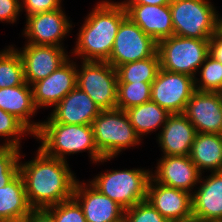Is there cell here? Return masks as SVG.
Here are the masks:
<instances>
[{
  "instance_id": "6",
  "label": "cell",
  "mask_w": 222,
  "mask_h": 222,
  "mask_svg": "<svg viewBox=\"0 0 222 222\" xmlns=\"http://www.w3.org/2000/svg\"><path fill=\"white\" fill-rule=\"evenodd\" d=\"M209 0H172L174 35L209 40L219 30L216 6Z\"/></svg>"
},
{
  "instance_id": "5",
  "label": "cell",
  "mask_w": 222,
  "mask_h": 222,
  "mask_svg": "<svg viewBox=\"0 0 222 222\" xmlns=\"http://www.w3.org/2000/svg\"><path fill=\"white\" fill-rule=\"evenodd\" d=\"M95 144L103 158H116L125 149L139 146L142 140L130 123L126 111L101 110L92 123Z\"/></svg>"
},
{
  "instance_id": "8",
  "label": "cell",
  "mask_w": 222,
  "mask_h": 222,
  "mask_svg": "<svg viewBox=\"0 0 222 222\" xmlns=\"http://www.w3.org/2000/svg\"><path fill=\"white\" fill-rule=\"evenodd\" d=\"M81 64V67L77 65V87L101 110L115 109L118 90L116 69L106 61L82 60Z\"/></svg>"
},
{
  "instance_id": "34",
  "label": "cell",
  "mask_w": 222,
  "mask_h": 222,
  "mask_svg": "<svg viewBox=\"0 0 222 222\" xmlns=\"http://www.w3.org/2000/svg\"><path fill=\"white\" fill-rule=\"evenodd\" d=\"M61 2L62 0H20V8L21 12L25 11V16L28 17L61 8Z\"/></svg>"
},
{
  "instance_id": "16",
  "label": "cell",
  "mask_w": 222,
  "mask_h": 222,
  "mask_svg": "<svg viewBox=\"0 0 222 222\" xmlns=\"http://www.w3.org/2000/svg\"><path fill=\"white\" fill-rule=\"evenodd\" d=\"M151 177L158 183L193 193L202 173L188 156H162Z\"/></svg>"
},
{
  "instance_id": "19",
  "label": "cell",
  "mask_w": 222,
  "mask_h": 222,
  "mask_svg": "<svg viewBox=\"0 0 222 222\" xmlns=\"http://www.w3.org/2000/svg\"><path fill=\"white\" fill-rule=\"evenodd\" d=\"M197 132L189 119L182 114H171L159 131L157 143L162 156H188Z\"/></svg>"
},
{
  "instance_id": "13",
  "label": "cell",
  "mask_w": 222,
  "mask_h": 222,
  "mask_svg": "<svg viewBox=\"0 0 222 222\" xmlns=\"http://www.w3.org/2000/svg\"><path fill=\"white\" fill-rule=\"evenodd\" d=\"M146 200L169 222L193 220L192 194L189 192L160 184L151 177Z\"/></svg>"
},
{
  "instance_id": "24",
  "label": "cell",
  "mask_w": 222,
  "mask_h": 222,
  "mask_svg": "<svg viewBox=\"0 0 222 222\" xmlns=\"http://www.w3.org/2000/svg\"><path fill=\"white\" fill-rule=\"evenodd\" d=\"M189 157L201 173L222 171V135L197 133Z\"/></svg>"
},
{
  "instance_id": "36",
  "label": "cell",
  "mask_w": 222,
  "mask_h": 222,
  "mask_svg": "<svg viewBox=\"0 0 222 222\" xmlns=\"http://www.w3.org/2000/svg\"><path fill=\"white\" fill-rule=\"evenodd\" d=\"M209 55L222 63V33L219 30L209 39Z\"/></svg>"
},
{
  "instance_id": "22",
  "label": "cell",
  "mask_w": 222,
  "mask_h": 222,
  "mask_svg": "<svg viewBox=\"0 0 222 222\" xmlns=\"http://www.w3.org/2000/svg\"><path fill=\"white\" fill-rule=\"evenodd\" d=\"M0 108L19 119L33 134L41 121H32L38 109L33 102L32 88L25 82L23 85L0 88Z\"/></svg>"
},
{
  "instance_id": "20",
  "label": "cell",
  "mask_w": 222,
  "mask_h": 222,
  "mask_svg": "<svg viewBox=\"0 0 222 222\" xmlns=\"http://www.w3.org/2000/svg\"><path fill=\"white\" fill-rule=\"evenodd\" d=\"M100 112V107L76 87L52 109L49 117L57 123L92 125Z\"/></svg>"
},
{
  "instance_id": "37",
  "label": "cell",
  "mask_w": 222,
  "mask_h": 222,
  "mask_svg": "<svg viewBox=\"0 0 222 222\" xmlns=\"http://www.w3.org/2000/svg\"><path fill=\"white\" fill-rule=\"evenodd\" d=\"M24 222H55L53 215L46 209H32Z\"/></svg>"
},
{
  "instance_id": "10",
  "label": "cell",
  "mask_w": 222,
  "mask_h": 222,
  "mask_svg": "<svg viewBox=\"0 0 222 222\" xmlns=\"http://www.w3.org/2000/svg\"><path fill=\"white\" fill-rule=\"evenodd\" d=\"M195 91L194 78L159 69L151 86V100L170 114H182Z\"/></svg>"
},
{
  "instance_id": "26",
  "label": "cell",
  "mask_w": 222,
  "mask_h": 222,
  "mask_svg": "<svg viewBox=\"0 0 222 222\" xmlns=\"http://www.w3.org/2000/svg\"><path fill=\"white\" fill-rule=\"evenodd\" d=\"M160 69L158 52L150 57L135 62H128L116 68L118 83H152Z\"/></svg>"
},
{
  "instance_id": "29",
  "label": "cell",
  "mask_w": 222,
  "mask_h": 222,
  "mask_svg": "<svg viewBox=\"0 0 222 222\" xmlns=\"http://www.w3.org/2000/svg\"><path fill=\"white\" fill-rule=\"evenodd\" d=\"M199 69L200 78H194L195 90L222 93V63L208 55Z\"/></svg>"
},
{
  "instance_id": "28",
  "label": "cell",
  "mask_w": 222,
  "mask_h": 222,
  "mask_svg": "<svg viewBox=\"0 0 222 222\" xmlns=\"http://www.w3.org/2000/svg\"><path fill=\"white\" fill-rule=\"evenodd\" d=\"M152 83H118L117 107L127 110L151 100Z\"/></svg>"
},
{
  "instance_id": "3",
  "label": "cell",
  "mask_w": 222,
  "mask_h": 222,
  "mask_svg": "<svg viewBox=\"0 0 222 222\" xmlns=\"http://www.w3.org/2000/svg\"><path fill=\"white\" fill-rule=\"evenodd\" d=\"M46 155L67 161V155L88 151L91 163H104L112 158H103L98 151L92 125L63 124L54 122L49 116L42 121L34 134ZM108 160V161H107Z\"/></svg>"
},
{
  "instance_id": "9",
  "label": "cell",
  "mask_w": 222,
  "mask_h": 222,
  "mask_svg": "<svg viewBox=\"0 0 222 222\" xmlns=\"http://www.w3.org/2000/svg\"><path fill=\"white\" fill-rule=\"evenodd\" d=\"M157 50L158 43L126 16L120 24L112 53L106 62L116 69L128 62L150 58Z\"/></svg>"
},
{
  "instance_id": "11",
  "label": "cell",
  "mask_w": 222,
  "mask_h": 222,
  "mask_svg": "<svg viewBox=\"0 0 222 222\" xmlns=\"http://www.w3.org/2000/svg\"><path fill=\"white\" fill-rule=\"evenodd\" d=\"M64 8L54 11L37 13L26 17V25L23 29L25 44L59 46L64 48V38L73 30L72 22L65 14ZM72 28V29H71Z\"/></svg>"
},
{
  "instance_id": "25",
  "label": "cell",
  "mask_w": 222,
  "mask_h": 222,
  "mask_svg": "<svg viewBox=\"0 0 222 222\" xmlns=\"http://www.w3.org/2000/svg\"><path fill=\"white\" fill-rule=\"evenodd\" d=\"M139 137L161 129L171 115L152 100L125 110Z\"/></svg>"
},
{
  "instance_id": "21",
  "label": "cell",
  "mask_w": 222,
  "mask_h": 222,
  "mask_svg": "<svg viewBox=\"0 0 222 222\" xmlns=\"http://www.w3.org/2000/svg\"><path fill=\"white\" fill-rule=\"evenodd\" d=\"M129 17L157 43L174 35L169 5H123Z\"/></svg>"
},
{
  "instance_id": "35",
  "label": "cell",
  "mask_w": 222,
  "mask_h": 222,
  "mask_svg": "<svg viewBox=\"0 0 222 222\" xmlns=\"http://www.w3.org/2000/svg\"><path fill=\"white\" fill-rule=\"evenodd\" d=\"M20 0H0V22L13 24L20 16Z\"/></svg>"
},
{
  "instance_id": "23",
  "label": "cell",
  "mask_w": 222,
  "mask_h": 222,
  "mask_svg": "<svg viewBox=\"0 0 222 222\" xmlns=\"http://www.w3.org/2000/svg\"><path fill=\"white\" fill-rule=\"evenodd\" d=\"M32 209L20 174L0 188V222H24Z\"/></svg>"
},
{
  "instance_id": "7",
  "label": "cell",
  "mask_w": 222,
  "mask_h": 222,
  "mask_svg": "<svg viewBox=\"0 0 222 222\" xmlns=\"http://www.w3.org/2000/svg\"><path fill=\"white\" fill-rule=\"evenodd\" d=\"M157 52L161 69L196 78L200 66L209 55V40L173 35L158 42Z\"/></svg>"
},
{
  "instance_id": "12",
  "label": "cell",
  "mask_w": 222,
  "mask_h": 222,
  "mask_svg": "<svg viewBox=\"0 0 222 222\" xmlns=\"http://www.w3.org/2000/svg\"><path fill=\"white\" fill-rule=\"evenodd\" d=\"M69 57L48 77L31 85L33 102L37 109L55 107L77 87V63Z\"/></svg>"
},
{
  "instance_id": "4",
  "label": "cell",
  "mask_w": 222,
  "mask_h": 222,
  "mask_svg": "<svg viewBox=\"0 0 222 222\" xmlns=\"http://www.w3.org/2000/svg\"><path fill=\"white\" fill-rule=\"evenodd\" d=\"M151 172L144 168L106 169L88 182L126 210L147 199Z\"/></svg>"
},
{
  "instance_id": "38",
  "label": "cell",
  "mask_w": 222,
  "mask_h": 222,
  "mask_svg": "<svg viewBox=\"0 0 222 222\" xmlns=\"http://www.w3.org/2000/svg\"><path fill=\"white\" fill-rule=\"evenodd\" d=\"M172 0H124L122 5H169Z\"/></svg>"
},
{
  "instance_id": "18",
  "label": "cell",
  "mask_w": 222,
  "mask_h": 222,
  "mask_svg": "<svg viewBox=\"0 0 222 222\" xmlns=\"http://www.w3.org/2000/svg\"><path fill=\"white\" fill-rule=\"evenodd\" d=\"M205 177L201 175L200 185L192 193L193 220L222 222V171Z\"/></svg>"
},
{
  "instance_id": "31",
  "label": "cell",
  "mask_w": 222,
  "mask_h": 222,
  "mask_svg": "<svg viewBox=\"0 0 222 222\" xmlns=\"http://www.w3.org/2000/svg\"><path fill=\"white\" fill-rule=\"evenodd\" d=\"M21 149L0 144V188L19 174Z\"/></svg>"
},
{
  "instance_id": "15",
  "label": "cell",
  "mask_w": 222,
  "mask_h": 222,
  "mask_svg": "<svg viewBox=\"0 0 222 222\" xmlns=\"http://www.w3.org/2000/svg\"><path fill=\"white\" fill-rule=\"evenodd\" d=\"M183 114L197 133L222 135V93L195 90Z\"/></svg>"
},
{
  "instance_id": "14",
  "label": "cell",
  "mask_w": 222,
  "mask_h": 222,
  "mask_svg": "<svg viewBox=\"0 0 222 222\" xmlns=\"http://www.w3.org/2000/svg\"><path fill=\"white\" fill-rule=\"evenodd\" d=\"M15 49L22 59L25 81L30 86L48 77L71 57L65 48L59 46L25 44L19 50Z\"/></svg>"
},
{
  "instance_id": "30",
  "label": "cell",
  "mask_w": 222,
  "mask_h": 222,
  "mask_svg": "<svg viewBox=\"0 0 222 222\" xmlns=\"http://www.w3.org/2000/svg\"><path fill=\"white\" fill-rule=\"evenodd\" d=\"M24 135L34 136L19 119L0 108V137L4 138L2 145L21 149Z\"/></svg>"
},
{
  "instance_id": "1",
  "label": "cell",
  "mask_w": 222,
  "mask_h": 222,
  "mask_svg": "<svg viewBox=\"0 0 222 222\" xmlns=\"http://www.w3.org/2000/svg\"><path fill=\"white\" fill-rule=\"evenodd\" d=\"M36 151L32 160L19 162L30 206L48 208L72 198L78 179L68 162L48 156L40 148Z\"/></svg>"
},
{
  "instance_id": "39",
  "label": "cell",
  "mask_w": 222,
  "mask_h": 222,
  "mask_svg": "<svg viewBox=\"0 0 222 222\" xmlns=\"http://www.w3.org/2000/svg\"><path fill=\"white\" fill-rule=\"evenodd\" d=\"M219 31L222 33V16H219Z\"/></svg>"
},
{
  "instance_id": "33",
  "label": "cell",
  "mask_w": 222,
  "mask_h": 222,
  "mask_svg": "<svg viewBox=\"0 0 222 222\" xmlns=\"http://www.w3.org/2000/svg\"><path fill=\"white\" fill-rule=\"evenodd\" d=\"M123 222H169L149 201L143 200L124 210Z\"/></svg>"
},
{
  "instance_id": "17",
  "label": "cell",
  "mask_w": 222,
  "mask_h": 222,
  "mask_svg": "<svg viewBox=\"0 0 222 222\" xmlns=\"http://www.w3.org/2000/svg\"><path fill=\"white\" fill-rule=\"evenodd\" d=\"M73 198L81 206L86 222H123L124 209L89 182L78 179Z\"/></svg>"
},
{
  "instance_id": "32",
  "label": "cell",
  "mask_w": 222,
  "mask_h": 222,
  "mask_svg": "<svg viewBox=\"0 0 222 222\" xmlns=\"http://www.w3.org/2000/svg\"><path fill=\"white\" fill-rule=\"evenodd\" d=\"M46 209L55 222H86L81 206L73 197Z\"/></svg>"
},
{
  "instance_id": "2",
  "label": "cell",
  "mask_w": 222,
  "mask_h": 222,
  "mask_svg": "<svg viewBox=\"0 0 222 222\" xmlns=\"http://www.w3.org/2000/svg\"><path fill=\"white\" fill-rule=\"evenodd\" d=\"M101 0L87 14L71 50L81 61H107L122 20L127 16L121 2ZM76 54V55H75ZM79 56V57H78Z\"/></svg>"
},
{
  "instance_id": "27",
  "label": "cell",
  "mask_w": 222,
  "mask_h": 222,
  "mask_svg": "<svg viewBox=\"0 0 222 222\" xmlns=\"http://www.w3.org/2000/svg\"><path fill=\"white\" fill-rule=\"evenodd\" d=\"M0 51V88L23 85L25 81L22 59L13 47Z\"/></svg>"
}]
</instances>
